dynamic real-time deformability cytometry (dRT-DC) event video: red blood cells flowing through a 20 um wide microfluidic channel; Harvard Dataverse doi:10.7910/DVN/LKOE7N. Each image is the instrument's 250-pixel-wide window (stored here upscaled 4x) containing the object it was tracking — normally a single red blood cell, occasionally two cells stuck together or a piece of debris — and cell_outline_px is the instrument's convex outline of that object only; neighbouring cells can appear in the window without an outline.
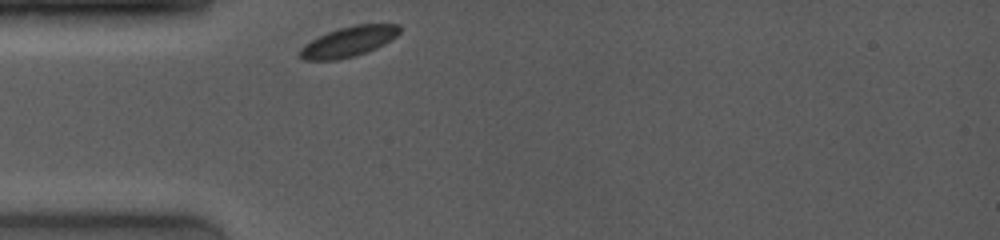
{"species": "common noctule bat (a hibernating species)", "species_latin": "Nyctalus noctula", "temperature_condition": "room temperature", "stored_images_in_passage": 14, "camera_frame_rate_fps": 4000, "um_per_image_px": 0.085, "animal": {"sex": "female", "body_mass_g": 19.0, "forearm_length_mm": 53.3}, "frame": {"image": 1, "passage_image": 1, "time_ms": 0.0, "image_size_px": [1000, 240], "cell_outline_px": [[400, 32], [396, 36], [384, 44], [376, 48], [356, 56], [336, 60], [304, 60], [296, 52], [304, 44], [328, 32], [340, 28], [356, 24], [400, 24]], "centroid_in_image_um": [29.62, 3.55], "position_along_channel_um": 55.4, "area_um2": 17.51}}
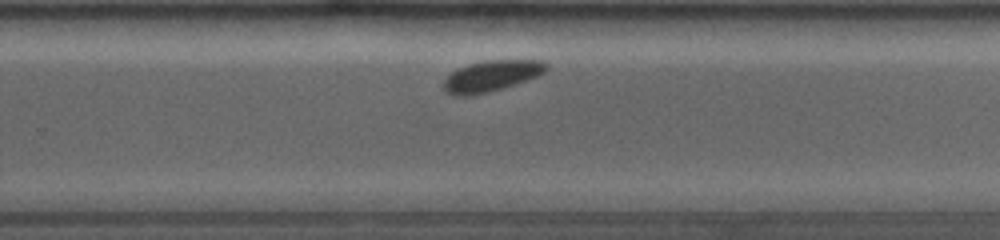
{"frame": {"image": 2, "passage_image": 10, "time_ms": 6.25, "image_size_px": [1000, 240], "cell_outline_px": [[548, 68], [544, 72], [536, 76], [488, 92], [464, 96], [452, 96], [444, 88], [444, 80], [452, 72], [468, 64], [484, 60], [544, 60], [548, 64]], "centroid_in_image_um": [41.77, 6.44], "position_along_channel_um": 288.0, "area_um2": 18.15}}
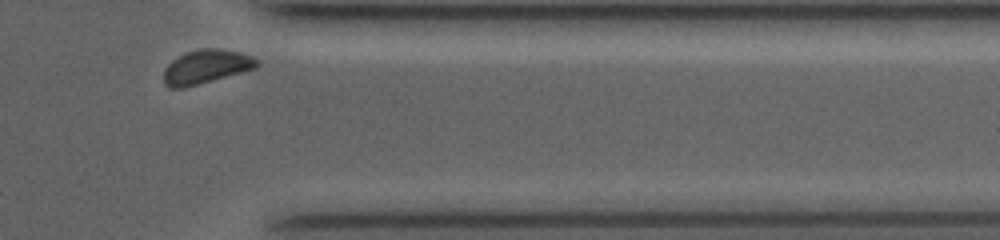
{"frame": {"image": 3, "passage_image": 14, "time_ms": 9.0, "image_size_px": [1000, 240], "cell_outline_px": [[260, 64], [256, 68], [184, 88], [168, 88], [164, 84], [164, 68], [172, 60], [188, 52], [200, 48], [216, 48], [240, 52], [252, 56]], "centroid_in_image_um": [17.5, 5.67], "position_along_channel_um": 393.9, "area_um2": 18.26}, "authors_computed_cell_mechanics": {"area_um2": 18.5249, "velocity_mm_per_s": 3.8239, "shape_relaxation_time_tau1_ms": 3.0979, "shape_relaxation_time_tau2_ms": null, "deformation_change_tau1": 0.0345, "deformation_change_tau2": null}}